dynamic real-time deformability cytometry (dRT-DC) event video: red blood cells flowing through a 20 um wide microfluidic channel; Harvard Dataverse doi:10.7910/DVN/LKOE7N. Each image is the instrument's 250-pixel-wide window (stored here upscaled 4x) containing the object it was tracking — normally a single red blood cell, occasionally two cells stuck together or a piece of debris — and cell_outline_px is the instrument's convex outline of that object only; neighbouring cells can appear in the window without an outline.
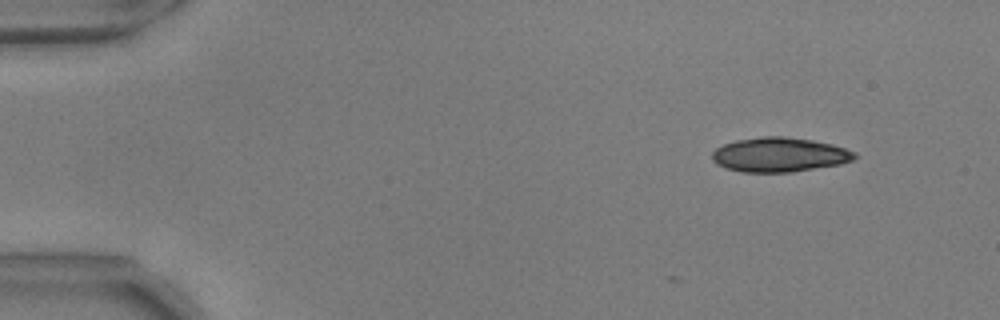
{"species": "common noctule bat (a hibernating species)", "species_latin": "Nyctalus noctula", "temperature_condition": "warm", "stored_images_in_passage": 38, "camera_frame_rate_fps": 3000, "um_per_image_px": 0.085, "animal": {"sex": "male", "body_mass_g": 17.9, "forearm_length_mm": 54.2}, "frame": {"image": 1, "passage_image": 1, "time_ms": 0.0, "image_size_px": [1000, 320], "cell_outline_px": [[856, 156], [852, 160], [840, 164], [792, 172], [744, 172], [724, 168], [716, 164], [712, 160], [712, 152], [716, 148], [724, 144], [736, 140], [764, 136], [784, 136], [812, 140], [832, 144], [856, 152]], "centroid_in_image_um": [66.23, 13.15], "position_along_channel_um": 18.8, "area_um2": 28.61}}
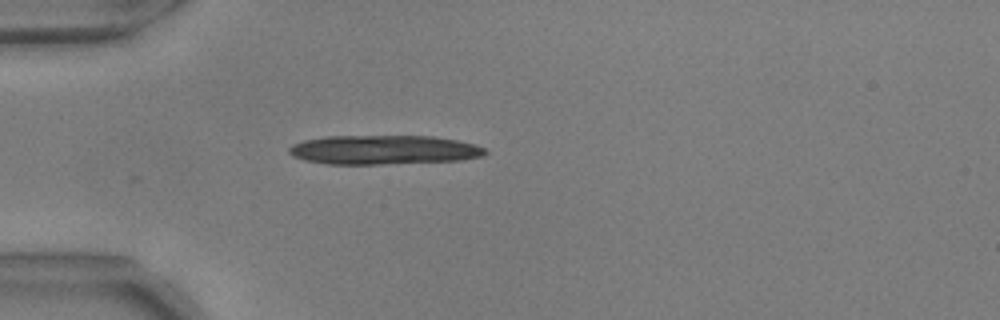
{"frame": {"image": 2, "passage_image": 11, "time_ms": 3.333, "image_size_px": [1000, 320], "cell_outline_px": [[488, 152], [484, 156], [460, 160], [380, 164], [328, 164], [304, 160], [292, 156], [288, 152], [288, 148], [292, 144], [304, 140], [328, 136], [432, 136], [456, 140], [476, 144], [484, 148]], "centroid_in_image_um": [32.6, 12.73], "position_along_channel_um": 52.4, "area_um2": 33.47}}